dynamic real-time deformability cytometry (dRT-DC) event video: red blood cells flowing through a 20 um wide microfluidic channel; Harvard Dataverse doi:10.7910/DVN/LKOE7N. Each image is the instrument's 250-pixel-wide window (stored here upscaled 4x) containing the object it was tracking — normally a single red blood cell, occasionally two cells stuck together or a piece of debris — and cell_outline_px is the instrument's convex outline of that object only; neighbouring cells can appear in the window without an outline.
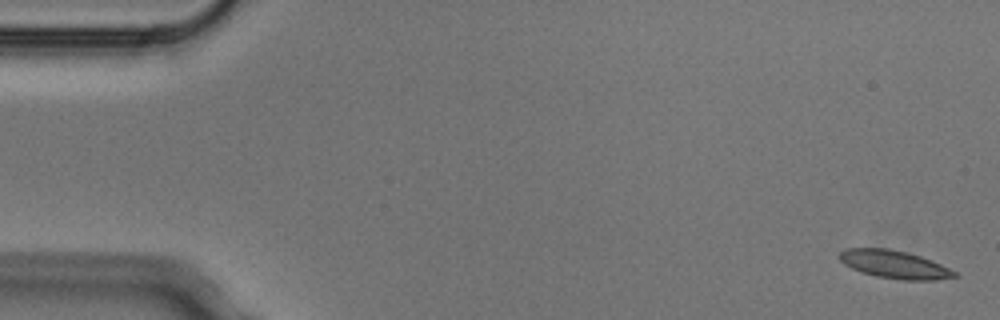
{"species": "Egyptian fruit bat (a non-hibernating species)", "species_latin": "Rousettus aegyptiacus", "temperature_condition": "cold", "stored_images_in_passage": 5, "segment_of_instrument_passage": [1, 2], "camera_frame_rate_fps": 3000, "um_per_image_px": 0.085, "animal": {"sex": "male"}, "frame": {"image": 1, "passage_image": 1, "time_ms": 0.0, "image_size_px": [1000, 320], "cell_outline_px": [[956, 276], [936, 280], [900, 280], [876, 276], [860, 272], [844, 264], [840, 260], [840, 252], [844, 248], [888, 248], [908, 252], [932, 260], [956, 272]], "centroid_in_image_um": [76.0, 22.47], "position_along_channel_um": 9.0, "area_um2": 18.73}}